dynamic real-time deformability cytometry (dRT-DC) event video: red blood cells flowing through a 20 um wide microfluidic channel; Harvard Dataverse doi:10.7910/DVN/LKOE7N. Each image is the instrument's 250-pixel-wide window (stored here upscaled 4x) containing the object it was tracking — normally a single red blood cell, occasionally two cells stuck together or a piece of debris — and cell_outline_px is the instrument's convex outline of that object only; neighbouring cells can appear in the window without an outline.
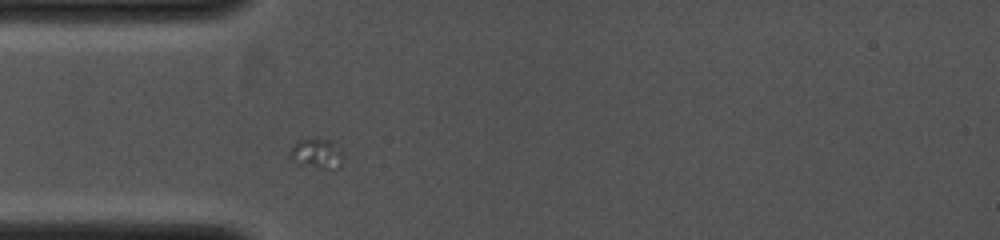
{"species": "common noctule bat (a hibernating species)", "species_latin": "Nyctalus noctula", "temperature_condition": "cold", "stored_images_in_passage": 6, "camera_frame_rate_fps": 4000, "um_per_image_px": 0.085, "animal": {"sex": "female", "body_mass_g": 19.0, "forearm_length_mm": 53.3}, "frame": {"image": 1, "passage_image": 2, "time_ms": 0.5, "image_size_px": [1000, 240], "cell_outline_px": [[344, 156], [340, 168], [332, 172], [300, 164], [292, 160], [288, 156], [288, 152], [300, 140], [316, 136], [332, 140], [344, 152]], "centroid_in_image_um": [27.0, 13.07], "position_along_channel_um": 58.0, "area_um2": 10.06}}